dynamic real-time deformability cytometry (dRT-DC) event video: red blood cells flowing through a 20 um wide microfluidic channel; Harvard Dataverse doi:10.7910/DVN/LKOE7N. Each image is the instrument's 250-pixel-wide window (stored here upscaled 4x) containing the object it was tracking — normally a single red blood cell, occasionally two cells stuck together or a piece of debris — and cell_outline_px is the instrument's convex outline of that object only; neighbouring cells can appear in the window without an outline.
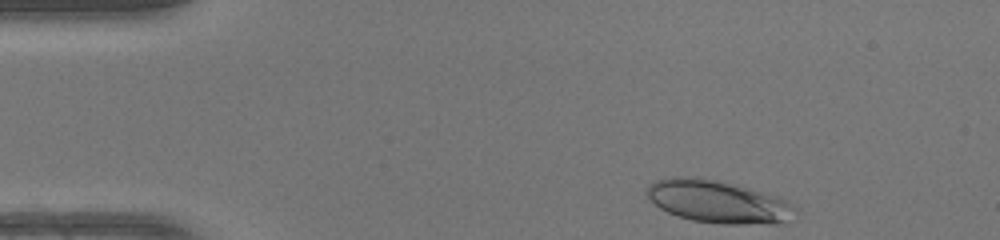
{"species": "human", "species_latin": "Homo sapiens", "temperature_condition": "warm", "stored_images_in_passage": 43, "camera_frame_rate_fps": 3000, "um_per_image_px": 0.085, "donor": {"sex": "female"}, "frame": {"image": 1, "passage_image": 1, "time_ms": 0.0, "image_size_px": [1000, 240], "cell_outline_px": [[796, 208], [784, 224], [720, 224], [692, 220], [668, 212], [660, 208], [644, 192], [648, 184], [656, 180], [672, 176], [692, 176], [716, 180], [780, 196]], "centroid_in_image_um": [61.01, 17.14], "position_along_channel_um": 24.0, "area_um2": 36.82}}
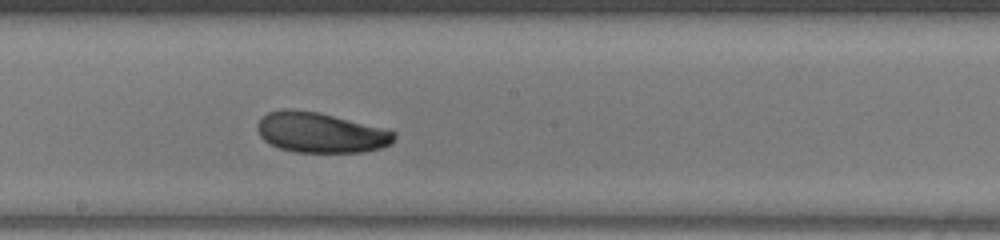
{"frame": {"image": 2, "passage_image": 21, "time_ms": 6.667, "image_size_px": [1000, 240], "cell_outline_px": [[396, 136], [392, 144], [380, 148], [364, 152], [292, 152], [280, 148], [264, 140], [260, 136], [256, 128], [256, 124], [268, 112], [280, 108], [292, 108], [316, 112], [392, 128], [396, 132]], "centroid_in_image_um": [27.31, 11.25], "position_along_channel_um": 220.9, "area_um2": 32.71}}
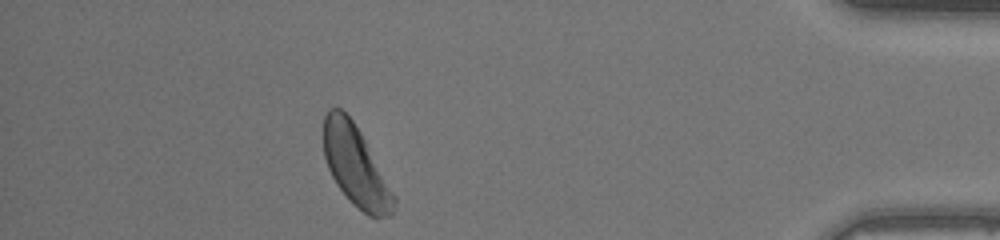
{"frame": {"image": 3, "passage_image": 38, "time_ms": 12.333, "image_size_px": [1000, 240], "cell_outline_px": [[396, 204], [392, 216], [376, 220], [368, 216], [352, 204], [348, 200], [336, 184], [328, 168], [324, 156], [324, 116], [328, 108], [340, 108], [352, 120], [360, 132], [396, 196]], "centroid_in_image_um": [30.25, 14.19], "position_along_channel_um": 404.9, "area_um2": 33.06}, "authors_computed_cell_mechanics": {"area_um2": 33.0616, "velocity_mm_per_s": 4.1602, "shape_relaxation_time_tau1_ms": 3.4769, "shape_relaxation_time_tau2_ms": null, "deformation_change_tau1": 0.1042, "deformation_change_tau2": null}}